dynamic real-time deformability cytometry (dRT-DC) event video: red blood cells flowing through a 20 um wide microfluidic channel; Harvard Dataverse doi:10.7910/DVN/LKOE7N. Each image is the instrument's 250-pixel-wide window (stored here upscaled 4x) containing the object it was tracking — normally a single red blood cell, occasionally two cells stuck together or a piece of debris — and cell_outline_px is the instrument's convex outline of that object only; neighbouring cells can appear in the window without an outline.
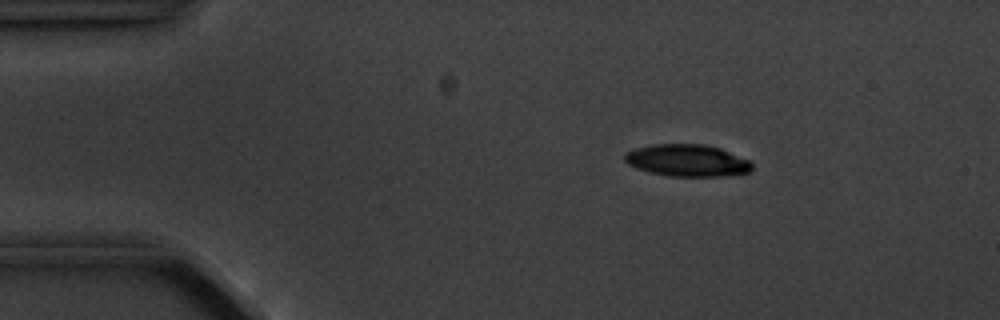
{"species": "common noctule bat (a hibernating species)", "species_latin": "Nyctalus noctula", "temperature_condition": "cold", "stored_images_in_passage": 5, "camera_frame_rate_fps": 3000, "um_per_image_px": 0.085, "animal": {"sex": "male", "body_mass_g": 20.1, "forearm_length_mm": 53.5}, "frame": {"image": 1, "passage_image": 3, "time_ms": 2.0, "image_size_px": [1000, 320], "cell_outline_px": [[752, 168], [748, 172], [740, 176], [668, 176], [648, 172], [636, 168], [628, 164], [624, 160], [624, 152], [636, 148], [652, 144], [704, 144], [720, 148], [748, 160], [752, 164]], "centroid_in_image_um": [58.4, 13.65], "position_along_channel_um": 26.6, "area_um2": 23.99}}